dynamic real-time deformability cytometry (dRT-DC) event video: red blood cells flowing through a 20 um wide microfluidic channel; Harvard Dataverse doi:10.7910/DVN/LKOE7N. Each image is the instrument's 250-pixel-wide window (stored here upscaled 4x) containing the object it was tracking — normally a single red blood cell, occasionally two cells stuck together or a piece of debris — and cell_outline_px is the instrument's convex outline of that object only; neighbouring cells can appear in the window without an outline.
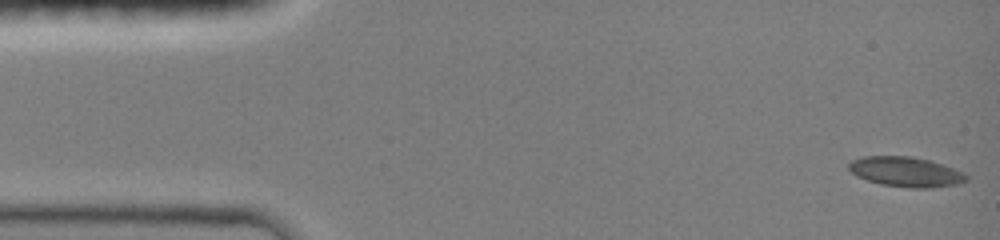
{"species": "common noctule bat (a hibernating species)", "species_latin": "Nyctalus noctula", "temperature_condition": "room temperature", "stored_images_in_passage": 96, "camera_frame_rate_fps": 3000, "um_per_image_px": 0.085, "animal": {"sex": "female", "body_mass_g": 19.0, "forearm_length_mm": 51.5}, "frame": {"image": 1, "passage_image": 1, "time_ms": 0.0, "image_size_px": [1000, 240], "cell_outline_px": [[968, 180], [956, 184], [924, 188], [916, 188], [884, 184], [868, 180], [856, 176], [848, 168], [848, 164], [852, 160], [864, 156], [908, 156], [928, 160], [952, 168], [968, 176]], "centroid_in_image_um": [76.95, 14.59], "position_along_channel_um": 8.0, "area_um2": 19.94}}
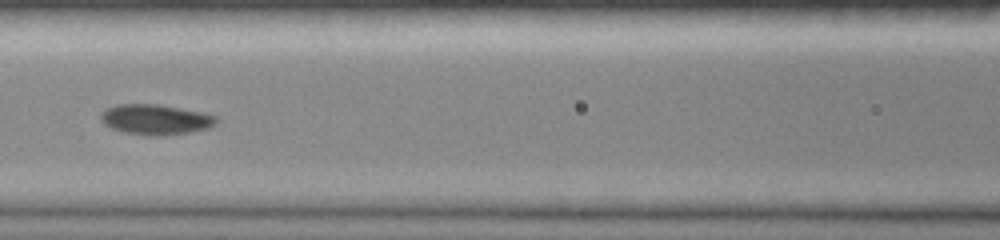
{"frame": {"image": 2, "passage_image": 55, "time_ms": 6.333, "image_size_px": [1000, 240], "cell_outline_px": [[216, 124], [208, 128], [188, 132], [164, 136], [156, 136], [128, 132], [112, 128], [104, 124], [100, 116], [100, 112], [116, 104], [160, 104], [200, 112], [216, 116]], "centroid_in_image_um": [13.21, 10.14], "position_along_channel_um": 153.4, "area_um2": 20.11}}
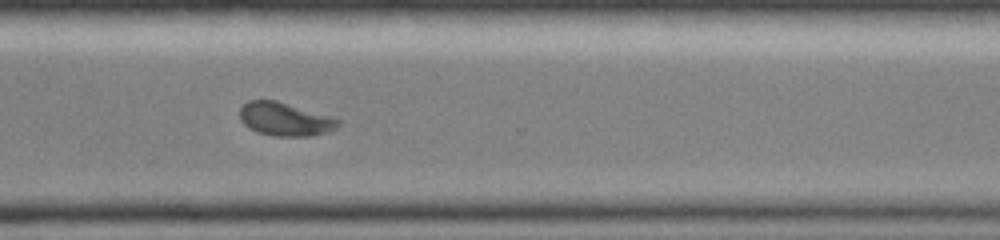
{"frame": {"image": 3, "passage_image": 95, "time_ms": 11.0, "image_size_px": [1000, 240], "cell_outline_px": [[340, 124], [336, 128], [328, 132], [312, 136], [272, 136], [256, 132], [248, 128], [240, 120], [240, 108], [248, 100], [276, 100], [332, 116], [340, 120]], "centroid_in_image_um": [24.23, 10.14], "position_along_channel_um": 346.4, "area_um2": 19.36}}